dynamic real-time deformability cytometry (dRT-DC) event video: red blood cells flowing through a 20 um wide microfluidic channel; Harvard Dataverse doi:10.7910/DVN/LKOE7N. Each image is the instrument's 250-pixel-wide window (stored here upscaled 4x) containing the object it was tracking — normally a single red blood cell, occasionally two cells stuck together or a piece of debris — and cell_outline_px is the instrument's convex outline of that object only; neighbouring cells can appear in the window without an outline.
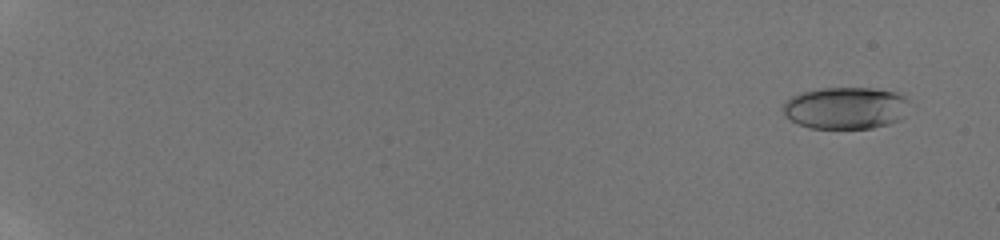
{"species": "human", "species_latin": "Homo sapiens", "temperature_condition": "room temperature", "stored_images_in_passage": 33, "camera_frame_rate_fps": 3000, "um_per_image_px": 0.085, "donor": {"sex": "male"}, "frame": {"image": 1, "passage_image": 3, "time_ms": 1.0, "image_size_px": [1000, 240], "cell_outline_px": [[908, 100], [904, 116], [900, 120], [888, 124], [872, 128], [808, 128], [784, 116], [784, 104], [792, 96], [804, 92], [820, 88], [872, 88], [896, 92], [904, 96]], "centroid_in_image_um": [71.9, 9.18], "position_along_channel_um": 13.1, "area_um2": 30.75}}
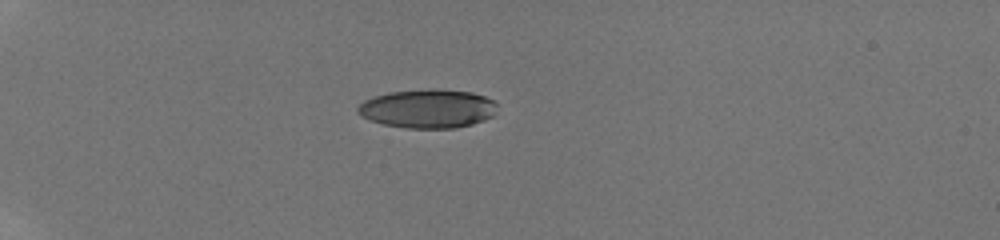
{"frame": {"image": 2, "passage_image": 27, "time_ms": 6.0, "image_size_px": [1000, 240], "cell_outline_px": [[500, 104], [492, 116], [484, 120], [472, 124], [456, 128], [404, 128], [384, 124], [360, 116], [356, 112], [356, 108], [364, 100], [388, 92], [440, 88], [472, 92], [484, 96]], "centroid_in_image_um": [36.38, 9.23], "position_along_channel_um": 48.6, "area_um2": 31.73}}
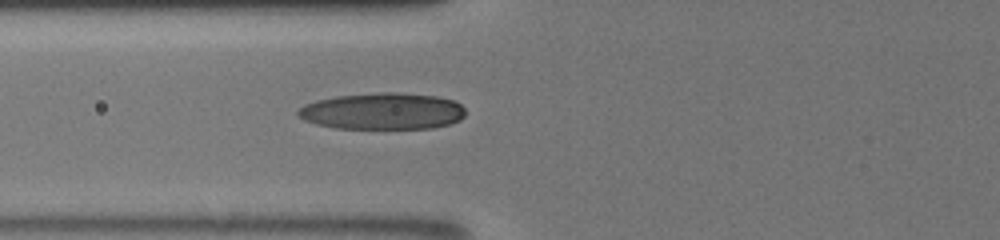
{"frame": {"image": 3, "passage_image": 33, "time_ms": 8.333, "image_size_px": [1000, 240], "cell_outline_px": [[464, 116], [460, 120], [448, 124], [432, 128], [336, 128], [316, 124], [304, 120], [296, 112], [304, 104], [316, 100], [336, 96], [380, 92], [392, 92], [440, 96], [456, 100], [464, 108]], "centroid_in_image_um": [32.54, 9.44], "position_along_channel_um": 93.3, "area_um2": 35.78}}